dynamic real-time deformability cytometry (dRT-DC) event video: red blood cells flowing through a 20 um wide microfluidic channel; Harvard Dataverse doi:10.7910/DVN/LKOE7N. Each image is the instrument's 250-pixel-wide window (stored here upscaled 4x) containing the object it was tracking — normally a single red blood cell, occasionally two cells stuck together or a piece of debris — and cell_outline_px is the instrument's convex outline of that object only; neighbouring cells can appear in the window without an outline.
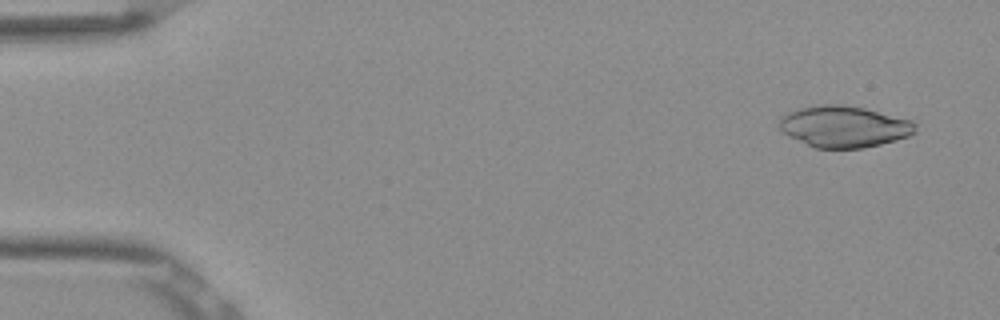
{"species": "Egyptian fruit bat (a non-hibernating species)", "species_latin": "Rousettus aegyptiacus", "temperature_condition": "room temperature", "stored_images_in_passage": 52, "camera_frame_rate_fps": 3000, "um_per_image_px": 0.085, "frame": {"image": 1, "passage_image": 3, "time_ms": 0.667, "image_size_px": [1000, 320], "cell_outline_px": [[916, 132], [908, 136], [896, 140], [864, 148], [816, 148], [780, 132], [776, 124], [776, 120], [780, 116], [788, 112], [800, 108], [820, 104], [840, 104], [864, 108], [912, 120], [916, 124]], "centroid_in_image_um": [71.69, 10.75], "position_along_channel_um": 13.3, "area_um2": 33.12}}